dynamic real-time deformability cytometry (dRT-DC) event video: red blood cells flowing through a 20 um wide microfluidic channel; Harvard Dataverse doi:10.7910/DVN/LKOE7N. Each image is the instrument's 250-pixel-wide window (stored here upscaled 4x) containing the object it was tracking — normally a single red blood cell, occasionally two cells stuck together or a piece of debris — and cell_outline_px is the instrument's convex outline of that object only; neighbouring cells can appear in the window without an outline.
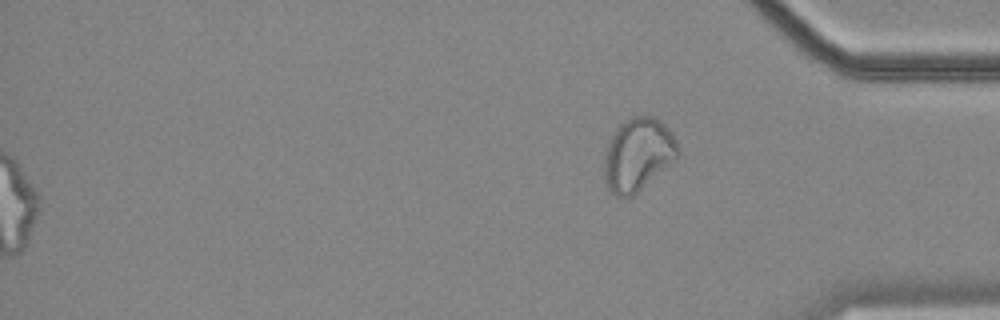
{"species": "common noctule bat (a hibernating species)", "species_latin": "Nyctalus noctula", "temperature_condition": "cold", "stored_images_in_passage": 58, "segment_of_instrument_passage": [2, 2], "camera_frame_rate_fps": 3000, "um_per_image_px": 0.085, "animal": {"sex": "female", "body_mass_g": 18.4}, "frame": {"image": 1, "passage_image": 58, "time_ms": 19.0, "image_size_px": [1000, 320], "cell_outline_px": [[680, 152], [676, 156], [632, 196], [616, 196], [604, 184], [604, 156], [608, 140], [616, 128], [624, 120], [632, 116], [652, 116], [660, 120], [672, 132], [676, 140]], "centroid_in_image_um": [54.17, 13.09], "position_along_channel_um": 381.0, "area_um2": 30.87}}